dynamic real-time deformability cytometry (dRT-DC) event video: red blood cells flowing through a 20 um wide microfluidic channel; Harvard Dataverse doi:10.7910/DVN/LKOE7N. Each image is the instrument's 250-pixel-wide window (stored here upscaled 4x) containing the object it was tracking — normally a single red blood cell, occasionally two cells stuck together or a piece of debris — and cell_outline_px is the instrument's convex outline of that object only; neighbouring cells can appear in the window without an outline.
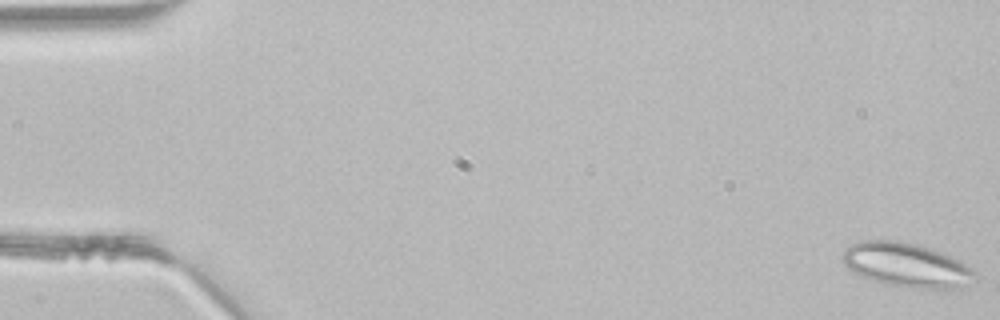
{"species": "common noctule bat (a hibernating species)", "species_latin": "Nyctalus noctula", "temperature_condition": "room temperature", "stored_images_in_passage": 12, "camera_frame_rate_fps": 3000, "um_per_image_px": 0.085, "animal": {"sex": "male", "body_mass_g": 21.5, "forearm_length_mm": 52.0}, "frame": {"image": 1, "passage_image": 1, "time_ms": 0.0, "image_size_px": [1000, 320], "cell_outline_px": [[980, 276], [964, 288], [912, 288], [888, 284], [872, 280], [848, 268], [844, 264], [840, 256], [844, 248], [860, 240], [900, 240], [932, 248], [960, 260], [972, 268]], "centroid_in_image_um": [77.1, 22.51], "position_along_channel_um": 7.9, "area_um2": 34.45}}